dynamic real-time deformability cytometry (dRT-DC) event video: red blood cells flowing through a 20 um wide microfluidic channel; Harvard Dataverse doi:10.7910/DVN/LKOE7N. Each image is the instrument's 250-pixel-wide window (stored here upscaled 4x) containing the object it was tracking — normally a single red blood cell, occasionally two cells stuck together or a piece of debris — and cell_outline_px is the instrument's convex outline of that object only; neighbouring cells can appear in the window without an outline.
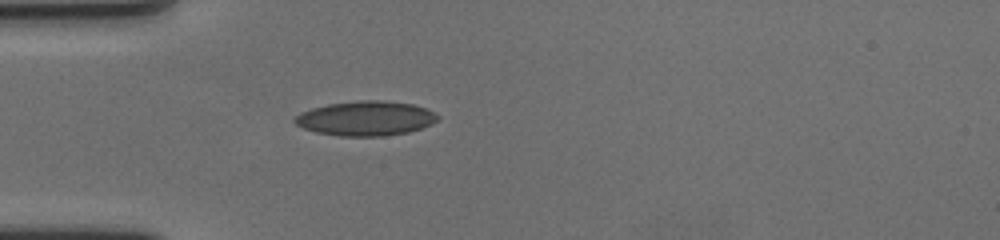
{"species": "human", "species_latin": "Homo sapiens", "temperature_condition": "cold", "stored_images_in_passage": 42, "camera_frame_rate_fps": 3000, "um_per_image_px": 0.085, "donor": {"sex": "female"}, "frame": {"image": 1, "passage_image": 1, "time_ms": 0.0, "image_size_px": [1000, 240], "cell_outline_px": [[440, 116], [432, 124], [408, 132], [384, 136], [340, 136], [316, 132], [304, 128], [296, 124], [292, 120], [300, 112], [312, 108], [328, 104], [360, 100], [380, 100], [412, 104], [424, 108]], "centroid_in_image_um": [31.06, 10.06], "position_along_channel_um": 53.9, "area_um2": 28.67}}
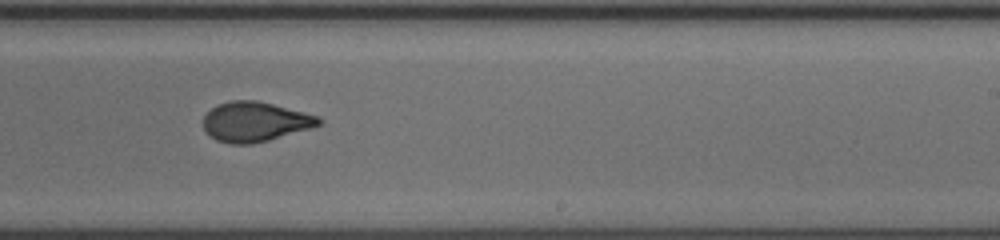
{"frame": {"image": 2, "passage_image": 20, "time_ms": 6.333, "image_size_px": [1000, 240], "cell_outline_px": [[324, 124], [312, 128], [268, 140], [252, 144], [228, 144], [216, 140], [204, 128], [204, 116], [216, 104], [232, 100], [256, 100], [320, 116], [324, 120]], "centroid_in_image_um": [21.72, 10.35], "position_along_channel_um": 267.3, "area_um2": 26.82}}
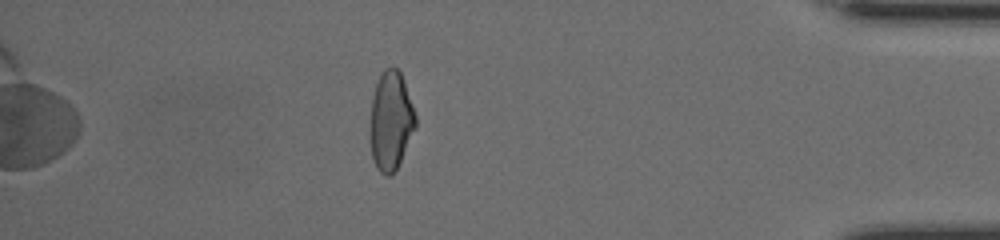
{"frame": {"image": 3, "passage_image": 35, "time_ms": 11.333, "image_size_px": [1000, 240], "cell_outline_px": [[416, 128], [396, 168], [388, 176], [384, 176], [376, 168], [372, 160], [368, 132], [372, 96], [376, 84], [384, 68], [396, 68], [400, 72], [404, 80], [416, 116]], "centroid_in_image_um": [33.18, 10.29], "position_along_channel_um": 402.0, "area_um2": 26.41}, "authors_computed_cell_mechanics": {"area_um2": 27.2816, "velocity_mm_per_s": 3.5246, "shape_relaxation_time_tau1_ms": 10.0427, "shape_relaxation_time_tau2_ms": 1.2192, "deformation_change_tau1": 0.2232, "deformation_change_tau2": 0.0668}}